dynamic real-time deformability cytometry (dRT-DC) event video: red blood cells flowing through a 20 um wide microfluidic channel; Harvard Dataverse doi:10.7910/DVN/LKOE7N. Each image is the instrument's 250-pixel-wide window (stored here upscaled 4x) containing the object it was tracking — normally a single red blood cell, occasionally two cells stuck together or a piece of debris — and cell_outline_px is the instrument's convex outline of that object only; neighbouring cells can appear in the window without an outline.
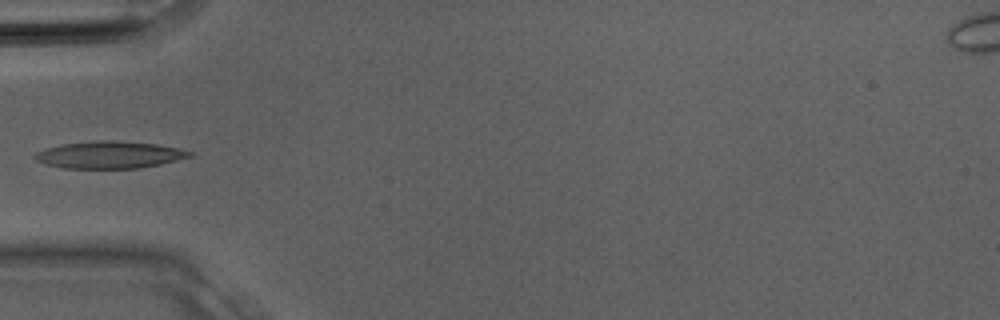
{"species": "Egyptian fruit bat (a non-hibernating species)", "species_latin": "Rousettus aegyptiacus", "temperature_condition": "room temperature", "stored_images_in_passage": 13, "camera_frame_rate_fps": 3000, "um_per_image_px": 0.085, "animal": {"sex": "male"}, "frame": {"image": 1, "passage_image": 10, "time_ms": 3.0, "image_size_px": [1000, 320], "cell_outline_px": [[196, 156], [160, 164], [140, 168], [64, 168], [44, 164], [36, 160], [32, 156], [36, 152], [44, 148], [60, 144], [92, 140], [120, 140], [156, 144], [180, 148], [196, 152]], "centroid_in_image_um": [9.34, 13.14], "position_along_channel_um": 75.7, "area_um2": 25.03}}